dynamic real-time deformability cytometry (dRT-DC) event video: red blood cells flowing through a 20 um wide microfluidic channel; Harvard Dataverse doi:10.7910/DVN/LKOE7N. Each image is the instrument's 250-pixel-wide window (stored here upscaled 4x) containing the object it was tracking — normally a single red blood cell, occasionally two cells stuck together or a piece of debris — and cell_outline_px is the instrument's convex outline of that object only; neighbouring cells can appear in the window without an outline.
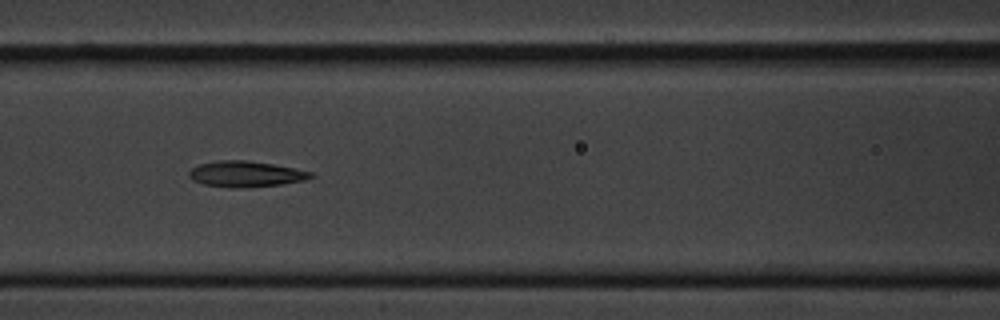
{"species": "common noctule bat (a hibernating species)", "species_latin": "Nyctalus noctula", "temperature_condition": "cold", "stored_images_in_passage": 11, "camera_frame_rate_fps": 3000, "um_per_image_px": 0.085, "animal": {"sex": "male", "body_mass_g": 20.1, "forearm_length_mm": 53.5}, "frame": {"image": 1, "passage_image": 7, "time_ms": 7.0, "image_size_px": [1000, 320], "cell_outline_px": [[312, 176], [304, 180], [280, 184], [240, 188], [232, 188], [204, 184], [192, 180], [188, 176], [188, 172], [192, 168], [200, 164], [220, 160], [244, 160], [272, 164], [312, 172]], "centroid_in_image_um": [20.83, 14.79], "position_along_channel_um": 145.8, "area_um2": 18.03}}
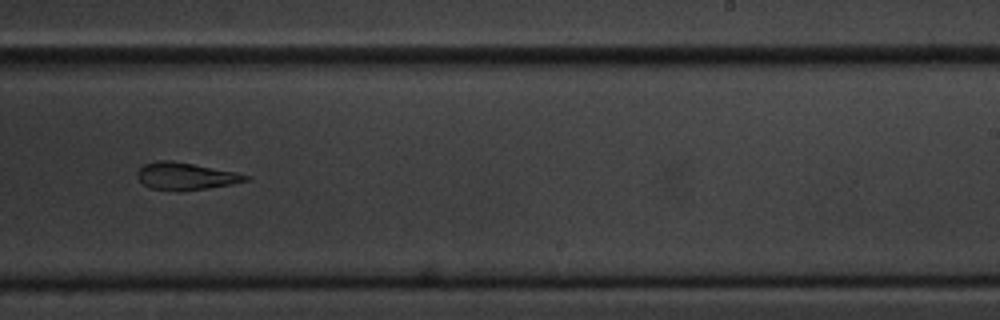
{"frame": {"image": 2, "passage_image": 10, "time_ms": 10.667, "image_size_px": [1000, 320], "cell_outline_px": [[252, 176], [248, 180], [232, 184], [208, 188], [152, 188], [144, 184], [136, 176], [136, 172], [144, 164], [156, 160], [172, 160], [236, 172]], "centroid_in_image_um": [15.8, 14.92], "position_along_channel_um": 273.2, "area_um2": 16.53}}
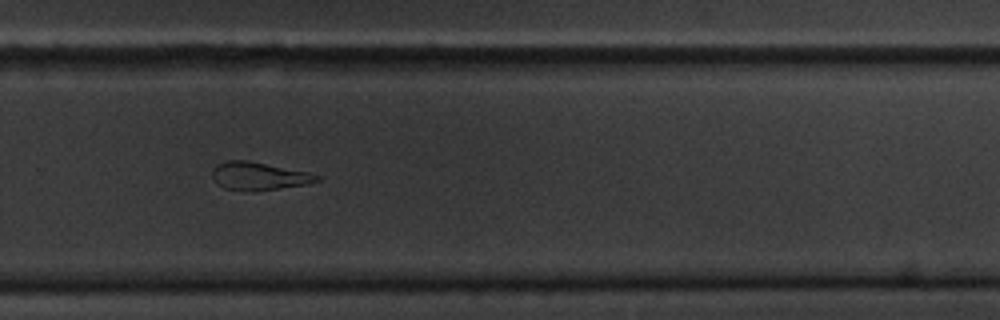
{"frame": {"image": 3, "passage_image": 11, "time_ms": 11.667, "image_size_px": [1000, 320], "cell_outline_px": [[324, 176], [320, 180], [308, 184], [248, 192], [240, 192], [224, 188], [216, 184], [212, 180], [212, 168], [216, 164], [228, 160], [248, 160], [308, 172]], "centroid_in_image_um": [21.96, 14.98], "position_along_channel_um": 307.8, "area_um2": 17.46}}